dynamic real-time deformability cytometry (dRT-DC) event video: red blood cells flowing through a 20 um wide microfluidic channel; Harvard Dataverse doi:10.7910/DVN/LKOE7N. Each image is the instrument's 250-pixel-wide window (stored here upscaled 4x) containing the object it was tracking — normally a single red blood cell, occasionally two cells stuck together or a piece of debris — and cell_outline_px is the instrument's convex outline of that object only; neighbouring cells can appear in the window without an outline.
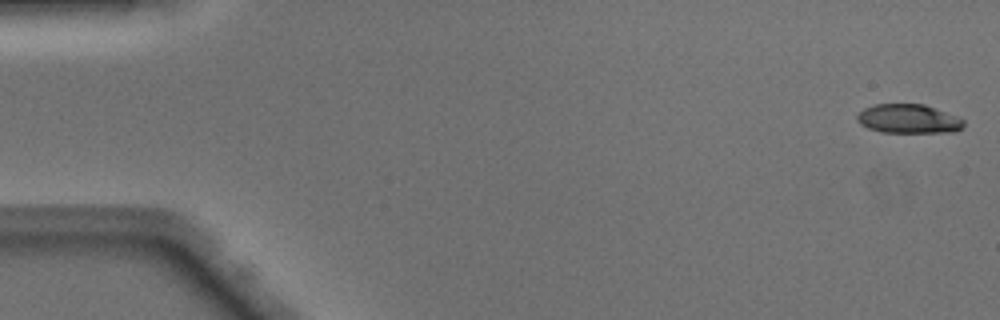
{"species": "Egyptian fruit bat (a non-hibernating species)", "species_latin": "Rousettus aegyptiacus", "temperature_condition": "warm", "stored_images_in_passage": 49, "camera_frame_rate_fps": 3000, "um_per_image_px": 0.085, "animal": {"sex": "male"}, "frame": {"image": 1, "passage_image": 1, "time_ms": 0.0, "image_size_px": [1000, 320], "cell_outline_px": [[964, 128], [956, 132], [884, 132], [868, 128], [860, 124], [856, 120], [856, 116], [864, 108], [876, 104], [924, 104], [956, 116], [964, 120]], "centroid_in_image_um": [77.23, 10.1], "position_along_channel_um": 7.8, "area_um2": 18.03}}
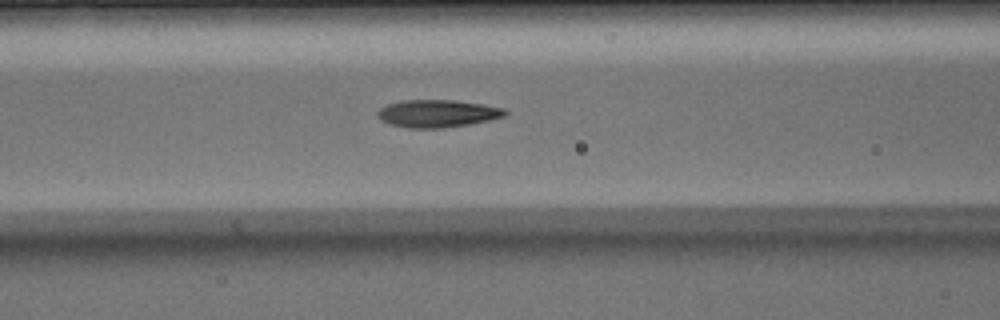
{"frame": {"image": 2, "passage_image": 20, "time_ms": 6.333, "image_size_px": [1000, 320], "cell_outline_px": [[508, 116], [468, 124], [444, 128], [408, 128], [388, 124], [380, 120], [376, 112], [380, 108], [388, 104], [400, 100], [456, 100], [504, 108], [508, 112]], "centroid_in_image_um": [37.16, 9.65], "position_along_channel_um": 129.4, "area_um2": 20.58}}
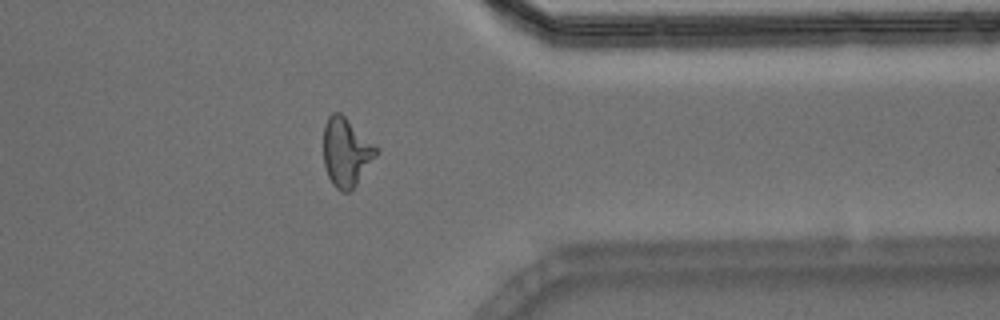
{"frame": {"image": 3, "passage_image": 39, "time_ms": 12.667, "image_size_px": [1000, 320], "cell_outline_px": [[380, 152], [356, 184], [348, 192], [340, 192], [332, 184], [328, 176], [324, 164], [324, 124], [328, 116], [332, 112], [340, 112], [380, 148]], "centroid_in_image_um": [29.45, 12.92], "position_along_channel_um": 382.0, "area_um2": 21.27}, "authors_computed_cell_mechanics": {"area_um2": 19.9988, "velocity_mm_per_s": 4.1394, "shape_relaxation_time_tau1_ms": 8.0626, "shape_relaxation_time_tau2_ms": 1.8008, "deformation_change_tau1": 0.2982, "deformation_change_tau2": 0.1057}}